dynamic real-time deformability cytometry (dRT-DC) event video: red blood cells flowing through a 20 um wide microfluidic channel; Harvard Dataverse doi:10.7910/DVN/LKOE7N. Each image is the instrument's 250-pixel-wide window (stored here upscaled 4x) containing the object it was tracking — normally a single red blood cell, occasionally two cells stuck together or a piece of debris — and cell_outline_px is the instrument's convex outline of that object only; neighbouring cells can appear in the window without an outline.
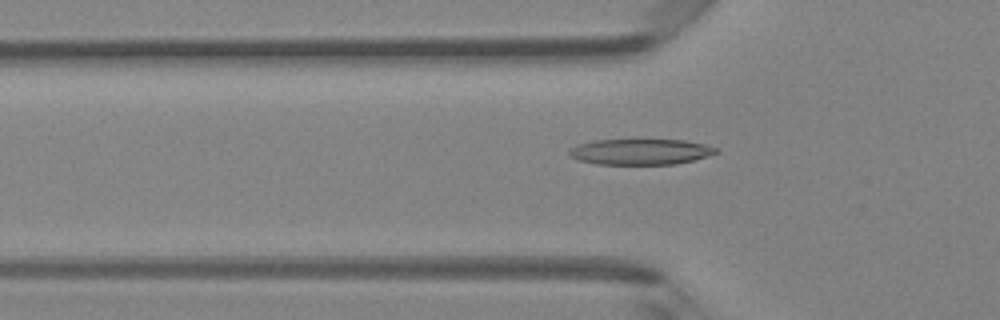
{"species": "Egyptian fruit bat (a non-hibernating species)", "species_latin": "Rousettus aegyptiacus", "temperature_condition": "room temperature", "stored_images_in_passage": 49, "camera_frame_rate_fps": 3000, "um_per_image_px": 0.085, "animal": {"sex": "female"}, "frame": {"image": 1, "passage_image": 16, "time_ms": 5.0, "image_size_px": [1000, 320], "cell_outline_px": [[720, 152], [692, 160], [676, 164], [596, 164], [580, 160], [568, 156], [568, 148], [576, 144], [592, 140], [636, 136], [684, 140], [704, 144], [720, 148]], "centroid_in_image_um": [54.39, 12.83], "position_along_channel_um": 71.4, "area_um2": 23.52}}
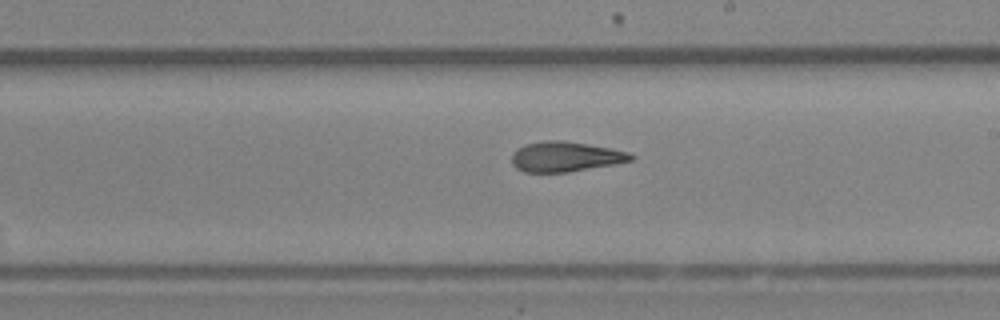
{"frame": {"image": 2, "passage_image": 28, "time_ms": 9.0, "image_size_px": [1000, 320], "cell_outline_px": [[636, 156], [632, 160], [616, 164], [568, 172], [524, 172], [516, 168], [512, 164], [512, 152], [524, 144], [544, 140], [564, 140], [612, 148], [628, 152]], "centroid_in_image_um": [48.06, 13.31], "position_along_channel_um": 240.9, "area_um2": 21.1}}
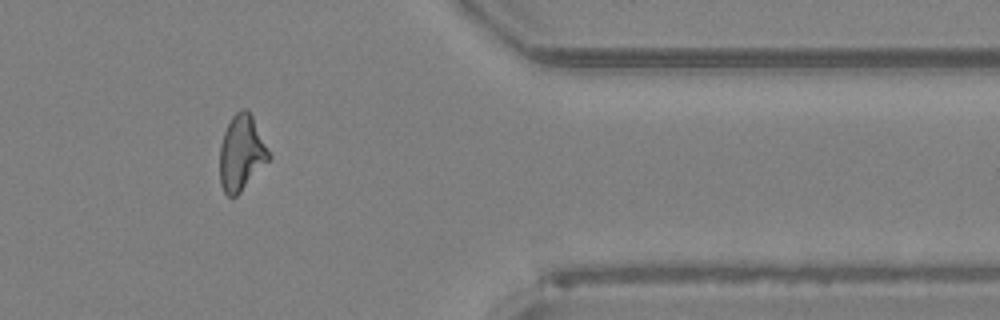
{"frame": {"image": 3, "passage_image": 40, "time_ms": 13.0, "image_size_px": [1000, 320], "cell_outline_px": [[272, 156], [240, 192], [236, 196], [228, 196], [224, 192], [220, 184], [220, 144], [224, 132], [232, 116], [236, 112], [244, 108], [248, 108]], "centroid_in_image_um": [20.51, 12.99], "position_along_channel_um": 390.9, "area_um2": 21.39}, "authors_computed_cell_mechanics": {"area_um2": 21.5016, "velocity_mm_per_s": 4.2366, "shape_relaxation_time_tau1_ms": 3.2273, "shape_relaxation_time_tau2_ms": 2.1178, "deformation_change_tau1": 0.1485, "deformation_change_tau2": 0.1102}}